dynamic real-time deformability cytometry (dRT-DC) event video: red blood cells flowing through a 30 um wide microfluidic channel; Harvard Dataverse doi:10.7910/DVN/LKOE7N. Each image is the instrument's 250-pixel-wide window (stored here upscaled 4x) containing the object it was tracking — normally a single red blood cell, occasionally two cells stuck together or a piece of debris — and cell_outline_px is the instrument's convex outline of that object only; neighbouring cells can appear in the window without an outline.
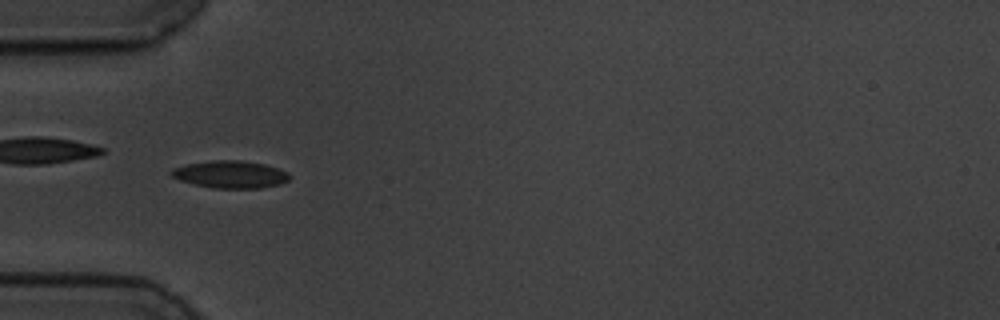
{"species": "common noctule bat (a hibernating species)", "species_latin": "Nyctalus noctula", "temperature_condition": "cold", "stored_images_in_passage": 57, "camera_frame_rate_fps": 3000, "um_per_image_px": 0.085, "animal": {"sex": "male", "body_mass_g": 19.5, "forearm_length_mm": 54.6}, "frame": {"image": 1, "passage_image": 18, "time_ms": 5.667, "image_size_px": [1000, 320], "cell_outline_px": [[292, 176], [288, 180], [280, 184], [260, 188], [212, 188], [180, 180], [172, 176], [168, 172], [172, 168], [188, 164], [212, 160], [240, 160], [264, 164], [280, 168], [288, 172]], "centroid_in_image_um": [19.61, 14.82], "position_along_channel_um": 65.4, "area_um2": 18.9}}
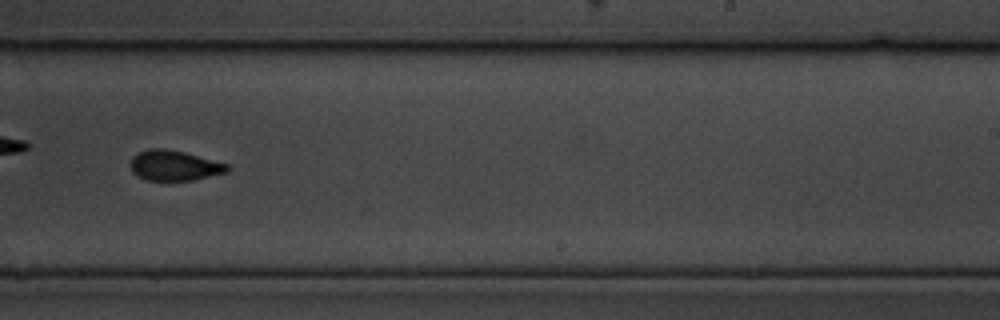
{"frame": {"image": 2, "passage_image": 36, "time_ms": 11.667, "image_size_px": [1000, 320], "cell_outline_px": [[228, 172], [192, 180], [148, 180], [132, 172], [132, 156], [136, 152], [148, 148], [164, 148], [184, 152], [228, 164]], "centroid_in_image_um": [14.8, 14.05], "position_along_channel_um": 274.2, "area_um2": 16.88}}
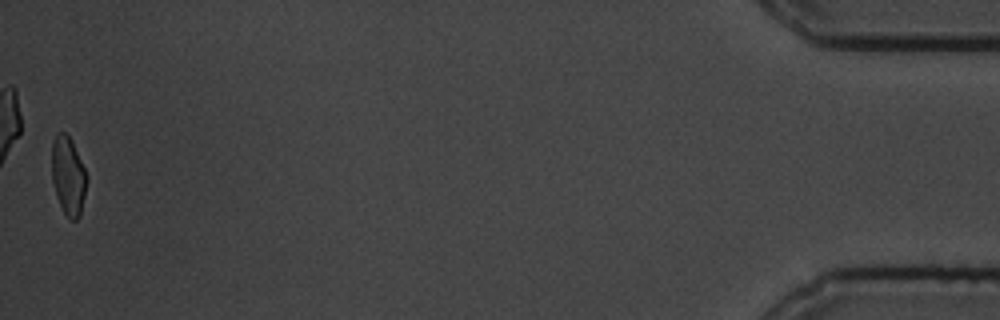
{"frame": {"image": 3, "passage_image": 57, "time_ms": 18.667, "image_size_px": [1000, 320], "cell_outline_px": [[88, 180], [80, 216], [76, 220], [72, 220], [64, 212], [56, 196], [52, 180], [52, 140], [56, 132], [64, 132], [72, 140], [88, 176]], "centroid_in_image_um": [5.8, 14.92], "position_along_channel_um": 429.4, "area_um2": 16.13}, "authors_computed_cell_mechanics": {"area_um2": 17.34, "velocity_mm_per_s": 3.5022, "shape_relaxation_time_tau1_ms": 3.018, "shape_relaxation_time_tau2_ms": 2.5855, "deformation_change_tau1": 0.1243, "deformation_change_tau2": 0.0795}}